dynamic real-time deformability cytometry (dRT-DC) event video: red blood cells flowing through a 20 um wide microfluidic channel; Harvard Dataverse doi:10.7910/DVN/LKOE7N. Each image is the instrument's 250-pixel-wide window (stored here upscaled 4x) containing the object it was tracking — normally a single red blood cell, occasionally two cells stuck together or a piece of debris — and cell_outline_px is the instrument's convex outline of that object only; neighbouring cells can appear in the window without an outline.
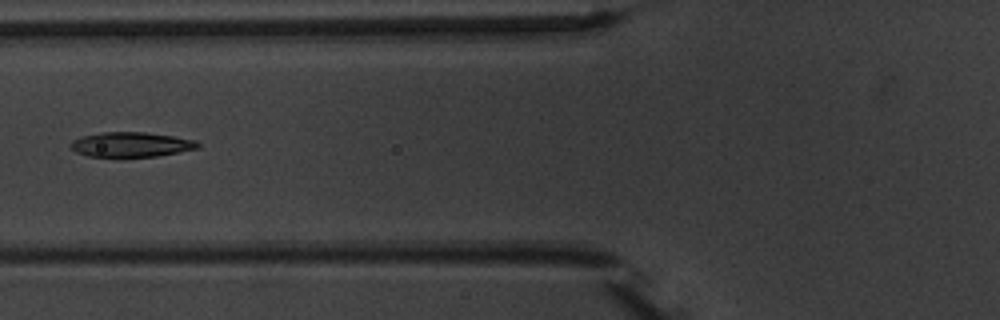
{"species": "common noctule bat (a hibernating species)", "species_latin": "Nyctalus noctula", "temperature_condition": "warm", "stored_images_in_passage": 5, "camera_frame_rate_fps": 3000, "um_per_image_px": 0.085, "animal": {"sex": "male", "body_mass_g": 20.1, "forearm_length_mm": 53.5}, "frame": {"image": 1, "passage_image": 5, "time_ms": 4.667, "image_size_px": [1000, 320], "cell_outline_px": [[200, 148], [156, 156], [116, 160], [88, 156], [76, 152], [68, 144], [72, 140], [80, 136], [104, 132], [144, 132], [172, 136], [196, 140], [200, 144]], "centroid_in_image_um": [11.08, 12.33], "position_along_channel_um": 114.7, "area_um2": 19.25}}